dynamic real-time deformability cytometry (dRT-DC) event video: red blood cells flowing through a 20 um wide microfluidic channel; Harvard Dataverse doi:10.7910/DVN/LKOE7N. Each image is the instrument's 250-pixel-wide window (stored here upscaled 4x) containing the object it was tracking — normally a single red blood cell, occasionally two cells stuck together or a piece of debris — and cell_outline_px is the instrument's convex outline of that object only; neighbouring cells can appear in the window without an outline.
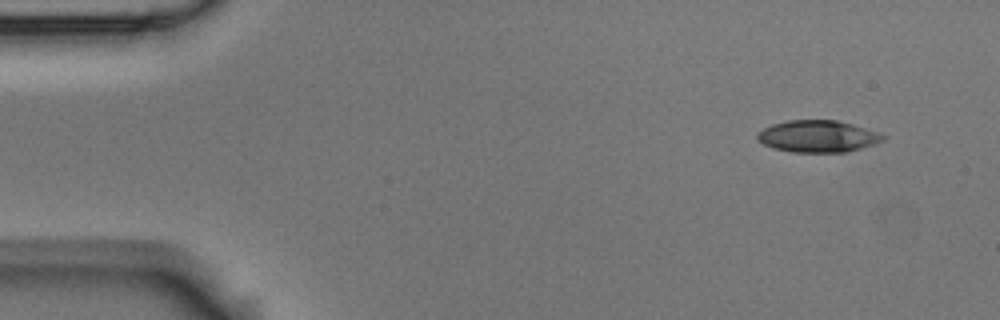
{"species": "Egyptian fruit bat (a non-hibernating species)", "species_latin": "Rousettus aegyptiacus", "temperature_condition": "room temperature", "stored_images_in_passage": 4, "camera_frame_rate_fps": 3000, "um_per_image_px": 0.085, "animal": {"sex": "male"}, "frame": {"image": 1, "passage_image": 1, "time_ms": 0.0, "image_size_px": [1000, 320], "cell_outline_px": [[884, 140], [876, 144], [848, 152], [792, 152], [772, 148], [764, 144], [756, 136], [764, 128], [772, 124], [788, 120], [836, 120], [852, 124], [876, 132], [884, 136]], "centroid_in_image_um": [69.52, 11.59], "position_along_channel_um": 15.5, "area_um2": 23.18}}
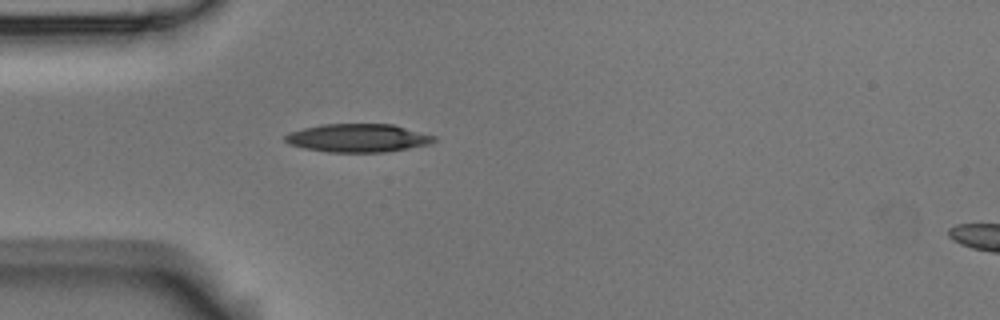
{"frame": {"image": 2, "passage_image": 4, "time_ms": 1.0, "image_size_px": [1000, 320], "cell_outline_px": [[436, 140], [432, 144], [384, 152], [328, 152], [304, 148], [288, 144], [284, 140], [284, 136], [288, 132], [304, 128], [324, 124], [392, 124], [436, 136]], "centroid_in_image_um": [30.42, 11.73], "position_along_channel_um": 54.6, "area_um2": 24.57}}